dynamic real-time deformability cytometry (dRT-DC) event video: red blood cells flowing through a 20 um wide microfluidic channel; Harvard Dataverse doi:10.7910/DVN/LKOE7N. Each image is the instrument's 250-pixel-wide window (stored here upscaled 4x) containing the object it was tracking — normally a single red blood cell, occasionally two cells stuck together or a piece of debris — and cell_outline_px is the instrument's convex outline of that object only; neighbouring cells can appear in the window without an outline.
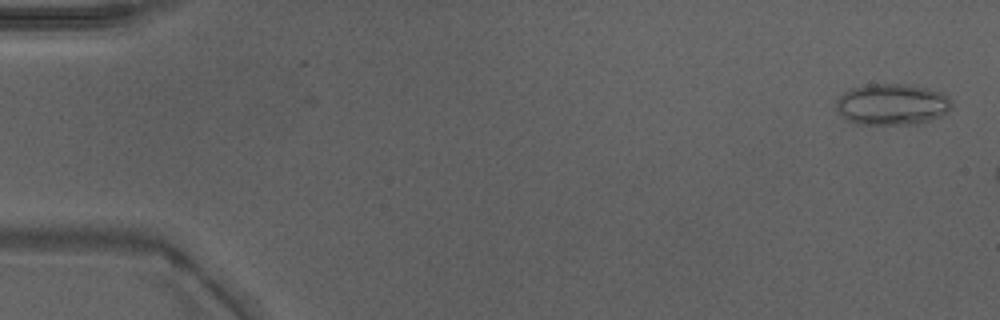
{"species": "Egyptian fruit bat (a non-hibernating species)", "species_latin": "Rousettus aegyptiacus", "temperature_condition": "warm", "stored_images_in_passage": 8, "camera_frame_rate_fps": 3000, "um_per_image_px": 0.085, "animal": {"sex": "male"}, "frame": {"image": 1, "passage_image": 2, "time_ms": 0.333, "image_size_px": [1000, 320], "cell_outline_px": [[952, 108], [948, 112], [940, 116], [920, 124], [860, 124], [844, 120], [836, 108], [836, 100], [844, 92], [852, 88], [864, 84], [908, 84], [944, 92], [952, 100]], "centroid_in_image_um": [75.84, 8.87], "position_along_channel_um": 9.2, "area_um2": 28.21}}